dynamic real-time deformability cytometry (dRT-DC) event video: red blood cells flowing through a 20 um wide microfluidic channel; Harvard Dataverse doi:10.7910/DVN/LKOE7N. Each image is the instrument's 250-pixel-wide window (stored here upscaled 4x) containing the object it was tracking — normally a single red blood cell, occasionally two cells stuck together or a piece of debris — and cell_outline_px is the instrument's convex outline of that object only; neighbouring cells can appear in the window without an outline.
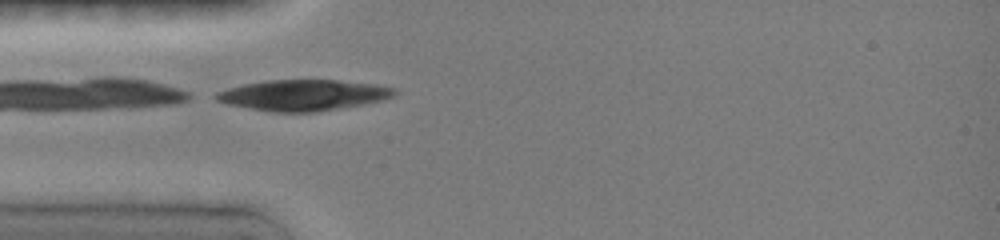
{"species": "common noctule bat (a hibernating species)", "species_latin": "Nyctalus noctula", "temperature_condition": "room temperature", "stored_images_in_passage": 46, "camera_frame_rate_fps": 3000, "um_per_image_px": 0.085, "animal": {"sex": "female", "body_mass_g": 19.0, "forearm_length_mm": 51.5}, "frame": {"image": 1, "passage_image": 1, "time_ms": 0.0, "image_size_px": [1000, 240], "cell_outline_px": [[400, 92], [384, 100], [344, 108], [316, 112], [272, 112], [248, 108], [228, 104], [216, 100], [216, 92], [228, 88], [244, 84], [268, 80], [332, 80], [372, 84], [396, 88]], "centroid_in_image_um": [25.81, 8.09], "position_along_channel_um": 59.2, "area_um2": 32.08}}
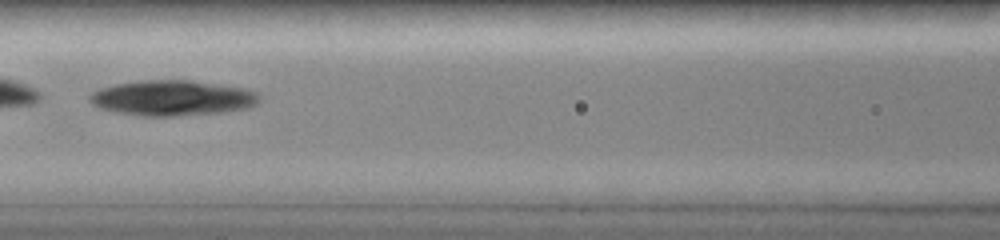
{"frame": {"image": 2, "passage_image": 11, "time_ms": 2.333, "image_size_px": [1000, 240], "cell_outline_px": [[260, 100], [256, 104], [248, 108], [220, 112], [176, 116], [140, 116], [116, 112], [100, 108], [92, 104], [88, 100], [88, 96], [92, 92], [116, 84], [140, 80], [188, 80], [240, 88], [256, 92], [260, 96]], "centroid_in_image_um": [14.61, 8.34], "position_along_channel_um": 152.0, "area_um2": 34.68}}
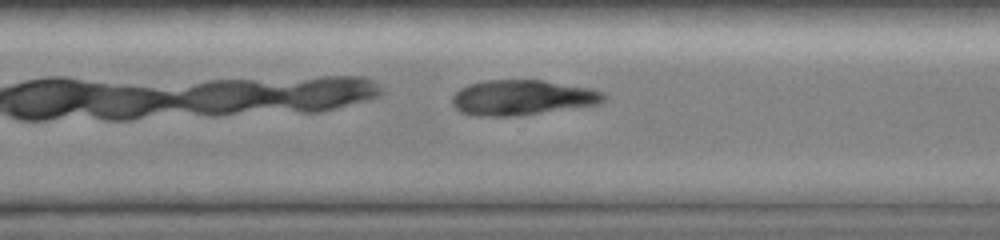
{"frame": {"image": 3, "passage_image": 30, "time_ms": 6.667, "image_size_px": [1000, 240], "cell_outline_px": [[608, 96], [600, 104], [512, 116], [476, 116], [460, 112], [452, 104], [452, 96], [460, 88], [468, 84], [488, 80], [540, 80], [592, 88], [604, 92]], "centroid_in_image_um": [44.39, 8.29], "position_along_channel_um": 326.2, "area_um2": 31.04}}